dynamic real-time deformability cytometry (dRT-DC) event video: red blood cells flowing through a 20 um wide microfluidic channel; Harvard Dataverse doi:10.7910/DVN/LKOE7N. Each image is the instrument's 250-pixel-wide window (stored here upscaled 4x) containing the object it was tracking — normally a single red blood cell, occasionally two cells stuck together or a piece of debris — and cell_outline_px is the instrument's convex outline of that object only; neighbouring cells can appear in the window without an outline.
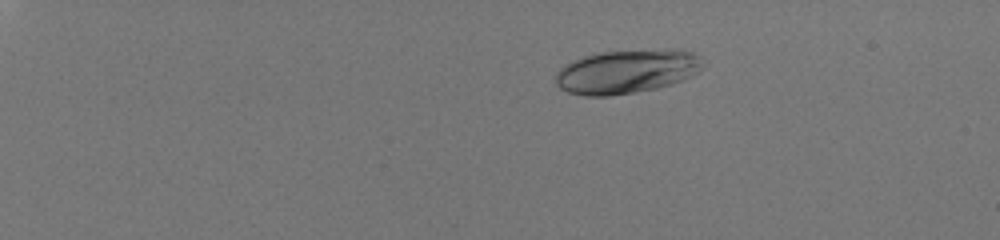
{"species": "human", "species_latin": "Homo sapiens", "temperature_condition": "room temperature", "stored_images_in_passage": 46, "camera_frame_rate_fps": 3000, "um_per_image_px": 0.085, "donor": {"sex": "male"}, "frame": {"image": 1, "passage_image": 2, "time_ms": 0.333, "image_size_px": [1000, 240], "cell_outline_px": [[704, 64], [700, 72], [684, 80], [672, 84], [656, 88], [636, 92], [608, 96], [584, 96], [568, 92], [560, 88], [556, 84], [556, 72], [564, 64], [572, 60], [584, 56], [600, 52], [676, 48], [680, 48], [696, 52], [700, 56]], "centroid_in_image_um": [53.33, 6.06], "position_along_channel_um": 31.7, "area_um2": 38.32}}
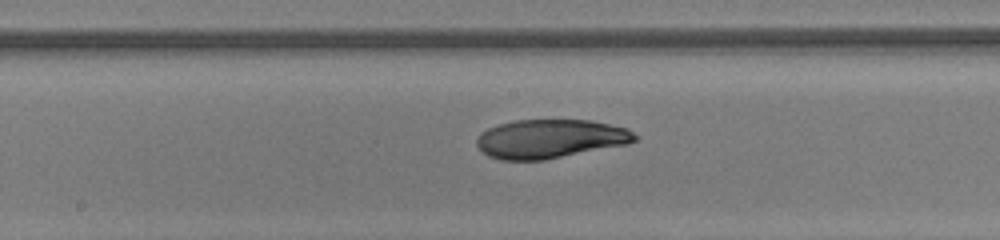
{"frame": {"image": 2, "passage_image": 25, "time_ms": 8.0, "image_size_px": [1000, 240], "cell_outline_px": [[636, 140], [628, 144], [544, 160], [500, 160], [488, 156], [476, 144], [476, 140], [480, 132], [488, 128], [500, 124], [516, 120], [592, 120], [628, 128], [636, 136]], "centroid_in_image_um": [46.76, 11.8], "position_along_channel_um": 201.4, "area_um2": 35.78}}
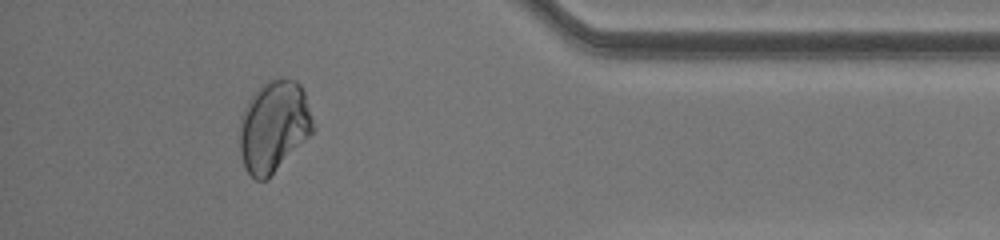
{"frame": {"image": 3, "passage_image": 42, "time_ms": 13.667, "image_size_px": [1000, 240], "cell_outline_px": [[316, 128], [268, 180], [256, 180], [244, 168], [240, 152], [240, 116], [248, 100], [268, 80], [280, 76], [296, 80], [300, 84], [304, 92]], "centroid_in_image_um": [23.27, 10.74], "position_along_channel_um": 411.9, "area_um2": 39.25}, "authors_computed_cell_mechanics": {"area_um2": 36.3851, "velocity_mm_per_s": 4.0783, "shape_relaxation_time_tau1_ms": 8.3007, "shape_relaxation_time_tau2_ms": 2.2459, "deformation_change_tau1": 0.2425, "deformation_change_tau2": 0.0462}}